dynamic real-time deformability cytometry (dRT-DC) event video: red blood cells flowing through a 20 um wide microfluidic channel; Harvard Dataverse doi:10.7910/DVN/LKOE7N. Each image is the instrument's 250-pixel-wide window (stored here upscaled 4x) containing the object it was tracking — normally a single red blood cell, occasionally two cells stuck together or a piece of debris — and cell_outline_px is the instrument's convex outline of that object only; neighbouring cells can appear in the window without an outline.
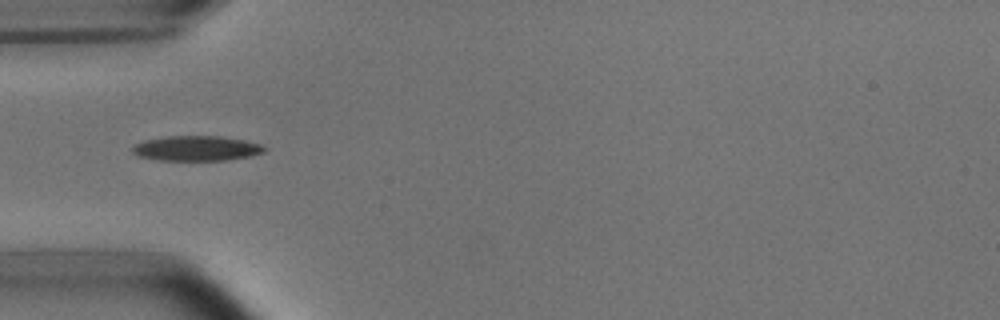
{"species": "common noctule bat (a hibernating species)", "species_latin": "Nyctalus noctula", "temperature_condition": "room temperature", "stored_images_in_passage": 37, "camera_frame_rate_fps": 3000, "um_per_image_px": 0.085, "animal": {"sex": "male", "body_mass_g": 15.6}, "frame": {"image": 1, "passage_image": 1, "time_ms": 0.0, "image_size_px": [1000, 320], "cell_outline_px": [[268, 148], [264, 152], [252, 156], [228, 160], [160, 160], [136, 156], [132, 152], [132, 148], [136, 144], [144, 140], [168, 136], [220, 136], [244, 140], [260, 144]], "centroid_in_image_um": [16.72, 12.61], "position_along_channel_um": 68.3, "area_um2": 19.31}}
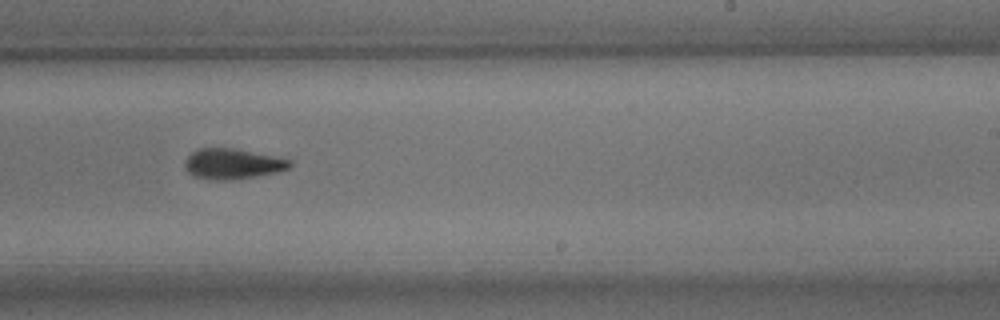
{"frame": {"image": 2, "passage_image": 17, "time_ms": 5.333, "image_size_px": [1000, 320], "cell_outline_px": [[292, 164], [288, 168], [280, 172], [228, 180], [220, 180], [192, 176], [184, 168], [184, 164], [188, 156], [192, 152], [200, 148], [232, 148], [292, 160]], "centroid_in_image_um": [19.75, 13.93], "position_along_channel_um": 269.2, "area_um2": 18.38}}
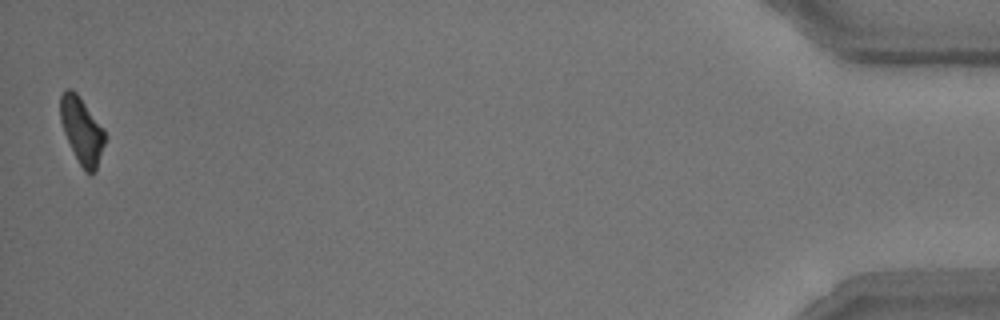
{"frame": {"image": 3, "passage_image": 37, "time_ms": 12.0, "image_size_px": [1000, 320], "cell_outline_px": [[104, 144], [96, 172], [92, 176], [88, 176], [84, 172], [64, 132], [60, 120], [60, 96], [68, 88], [72, 88], [76, 92], [104, 128]], "centroid_in_image_um": [6.96, 11.12], "position_along_channel_um": 428.2, "area_um2": 17.17}, "authors_computed_cell_mechanics": {"area_um2": 18.3804, "velocity_mm_per_s": 3.7537, "shape_relaxation_time_tau1_ms": 2.6771, "shape_relaxation_time_tau2_ms": 7.7568, "deformation_change_tau1": 0.1346, "deformation_change_tau2": 0.1372}}